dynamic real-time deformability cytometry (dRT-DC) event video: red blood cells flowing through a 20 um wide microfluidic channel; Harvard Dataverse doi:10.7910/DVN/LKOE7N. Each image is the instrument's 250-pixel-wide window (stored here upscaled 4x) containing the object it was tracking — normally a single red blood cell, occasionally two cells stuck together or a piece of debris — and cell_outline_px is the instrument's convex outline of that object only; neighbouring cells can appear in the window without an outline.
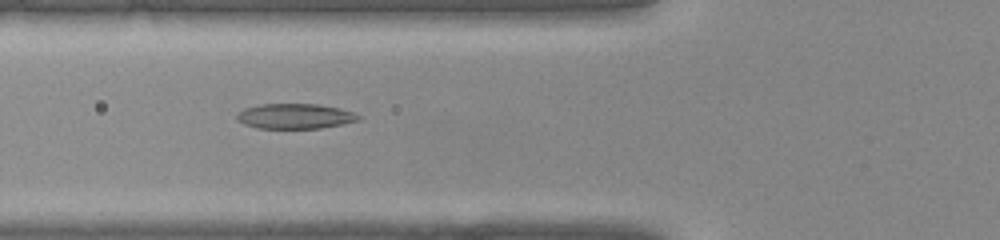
{"species": "common noctule bat (a hibernating species)", "species_latin": "Nyctalus noctula", "temperature_condition": "warm", "stored_images_in_passage": 39, "camera_frame_rate_fps": 3000, "um_per_image_px": 0.085, "animal": {"sex": "female", "body_mass_g": 22.0, "forearm_length_mm": 56.7}, "frame": {"image": 1, "passage_image": 14, "time_ms": 4.333, "image_size_px": [1000, 240], "cell_outline_px": [[360, 120], [320, 128], [256, 128], [244, 124], [236, 120], [236, 112], [244, 108], [260, 104], [316, 104], [340, 108], [352, 112], [360, 116]], "centroid_in_image_um": [25.01, 9.87], "position_along_channel_um": 100.8, "area_um2": 17.8}}
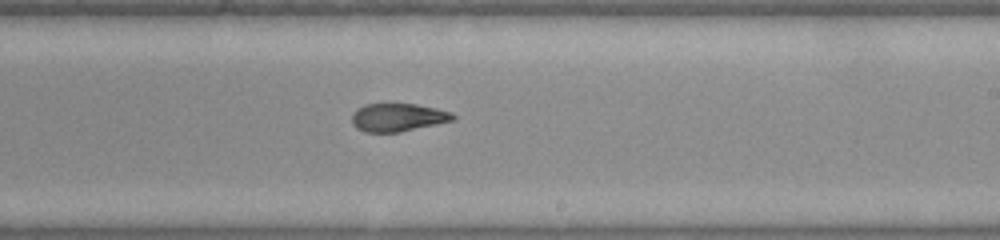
{"frame": {"image": 2, "passage_image": 23, "time_ms": 7.333, "image_size_px": [1000, 240], "cell_outline_px": [[456, 120], [400, 132], [364, 132], [356, 128], [352, 124], [352, 112], [356, 108], [364, 104], [384, 100], [416, 104], [436, 108], [452, 112], [456, 116]], "centroid_in_image_um": [33.78, 9.92], "position_along_channel_um": 255.2, "area_um2": 17.51}}
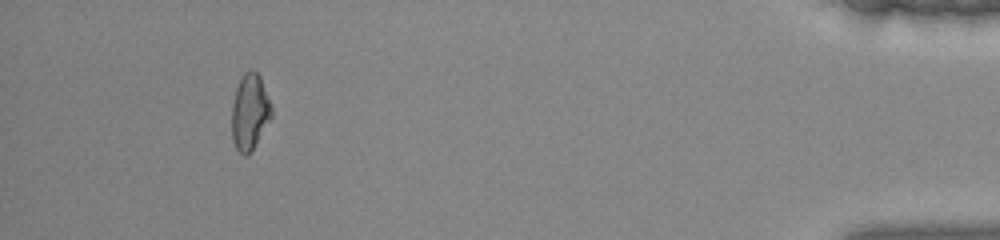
{"frame": {"image": 3, "passage_image": 36, "time_ms": 11.667, "image_size_px": [1000, 240], "cell_outline_px": [[272, 116], [248, 156], [244, 156], [236, 148], [232, 140], [232, 104], [236, 88], [244, 72], [248, 68], [252, 68], [260, 76], [272, 108]], "centroid_in_image_um": [21.22, 9.5], "position_along_channel_um": 414.0, "area_um2": 17.51}}